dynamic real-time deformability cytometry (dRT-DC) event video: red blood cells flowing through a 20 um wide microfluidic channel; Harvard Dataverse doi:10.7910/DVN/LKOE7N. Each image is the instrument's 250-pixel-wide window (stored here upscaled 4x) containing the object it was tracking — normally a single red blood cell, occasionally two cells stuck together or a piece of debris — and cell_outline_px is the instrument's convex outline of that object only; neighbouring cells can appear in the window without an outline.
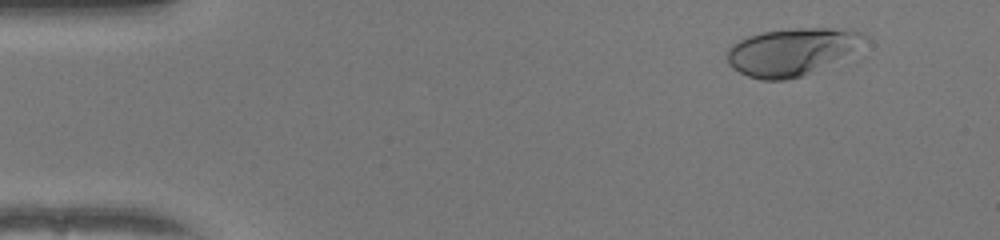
{"species": "human", "species_latin": "Homo sapiens", "temperature_condition": "warm", "stored_images_in_passage": 45, "camera_frame_rate_fps": 3000, "um_per_image_px": 0.085, "donor": {"sex": "female"}, "frame": {"image": 1, "passage_image": 5, "time_ms": 1.333, "image_size_px": [1000, 240], "cell_outline_px": [[860, 36], [844, 52], [808, 72], [800, 76], [784, 80], [760, 80], [748, 76], [732, 68], [728, 64], [728, 48], [732, 44], [748, 36], [760, 32], [792, 28], [848, 28], [860, 32]], "centroid_in_image_um": [67.02, 4.38], "position_along_channel_um": 18.0, "area_um2": 35.6}}
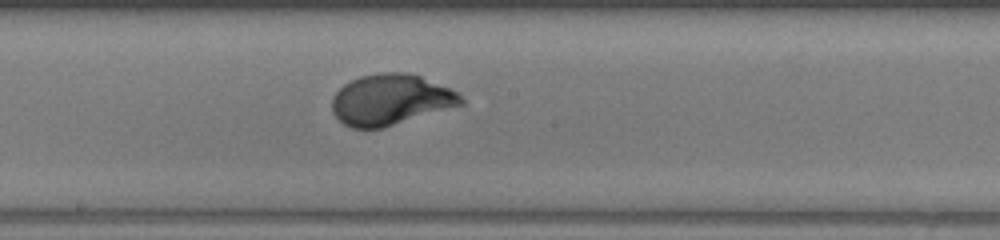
{"frame": {"image": 2, "passage_image": 28, "time_ms": 9.0, "image_size_px": [1000, 240], "cell_outline_px": [[464, 104], [384, 128], [352, 128], [344, 124], [332, 112], [332, 96], [344, 84], [360, 76], [380, 72], [408, 72], [420, 76], [448, 88], [456, 92], [464, 100]], "centroid_in_image_um": [33.18, 8.48], "position_along_channel_um": 215.0, "area_um2": 38.09}}
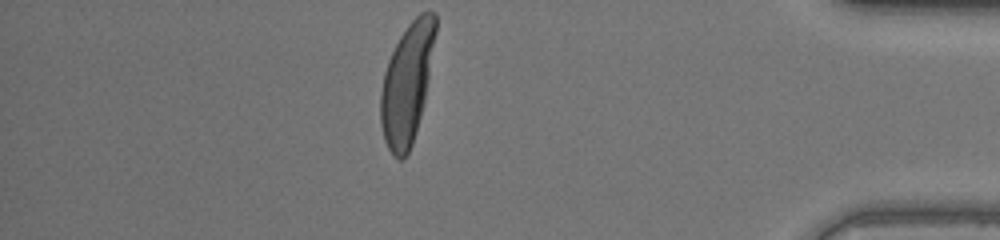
{"frame": {"image": 3, "passage_image": 45, "time_ms": 14.667, "image_size_px": [1000, 240], "cell_outline_px": [[436, 32], [428, 80], [424, 100], [420, 116], [412, 144], [404, 160], [400, 160], [392, 156], [384, 140], [380, 124], [380, 92], [384, 72], [388, 60], [400, 36], [408, 24], [420, 12], [436, 12]], "centroid_in_image_um": [34.58, 7.12], "position_along_channel_um": 400.6, "area_um2": 38.26}, "authors_computed_cell_mechanics": {"area_um2": 36.992, "velocity_mm_per_s": 3.9913, "shape_relaxation_time_tau1_ms": 3.4727, "shape_relaxation_time_tau2_ms": null, "deformation_change_tau1": 0.2104, "deformation_change_tau2": null}}